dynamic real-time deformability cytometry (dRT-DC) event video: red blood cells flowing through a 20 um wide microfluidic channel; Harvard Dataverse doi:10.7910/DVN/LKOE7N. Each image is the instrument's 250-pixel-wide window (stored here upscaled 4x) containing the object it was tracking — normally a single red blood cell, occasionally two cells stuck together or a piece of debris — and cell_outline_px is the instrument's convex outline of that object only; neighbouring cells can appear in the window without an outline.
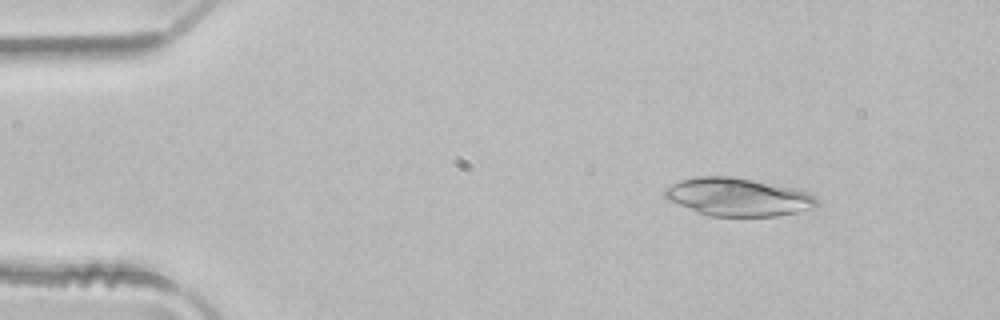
{"species": "common noctule bat (a hibernating species)", "species_latin": "Nyctalus noctula", "temperature_condition": "room temperature", "stored_images_in_passage": 3, "camera_frame_rate_fps": 3000, "um_per_image_px": 0.085, "animal": {"sex": "male", "body_mass_g": 21.5, "forearm_length_mm": 52.0}, "frame": {"image": 1, "passage_image": 1, "time_ms": 0.0, "image_size_px": [1000, 320], "cell_outline_px": [[820, 204], [816, 208], [776, 216], [708, 216], [696, 212], [668, 200], [664, 196], [664, 188], [680, 180], [696, 176], [732, 176], [792, 188], [808, 192], [816, 196], [820, 200]], "centroid_in_image_um": [62.74, 16.75], "position_along_channel_um": 22.3, "area_um2": 33.87}}